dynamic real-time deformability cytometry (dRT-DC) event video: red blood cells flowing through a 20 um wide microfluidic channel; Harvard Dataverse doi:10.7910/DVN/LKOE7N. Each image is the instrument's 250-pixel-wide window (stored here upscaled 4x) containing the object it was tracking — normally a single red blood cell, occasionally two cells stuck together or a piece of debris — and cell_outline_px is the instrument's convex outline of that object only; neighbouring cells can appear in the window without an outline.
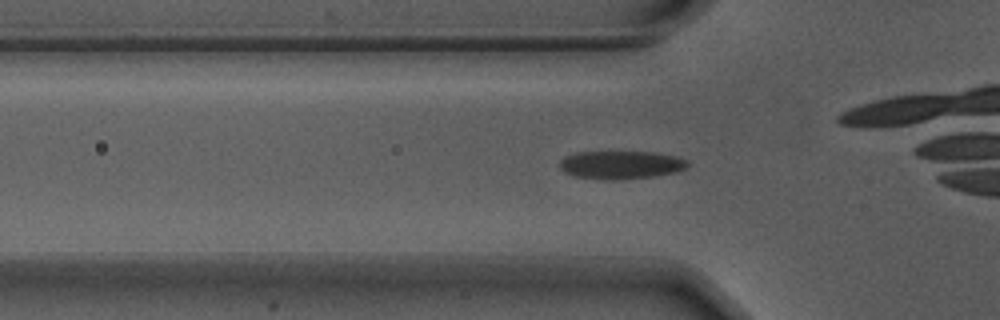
{"species": "Egyptian fruit bat (a non-hibernating species)", "species_latin": "Rousettus aegyptiacus", "temperature_condition": "warm", "stored_images_in_passage": 39, "camera_frame_rate_fps": 3000, "um_per_image_px": 0.085, "animal": {"sex": "male"}, "frame": {"image": 1, "passage_image": 6, "time_ms": 1.667, "image_size_px": [1000, 320], "cell_outline_px": [[688, 164], [684, 168], [676, 172], [656, 176], [616, 180], [608, 180], [576, 176], [564, 172], [560, 168], [560, 160], [564, 156], [576, 152], [656, 152], [676, 156], [688, 160]], "centroid_in_image_um": [52.78, 14.01], "position_along_channel_um": 73.0, "area_um2": 21.04}}
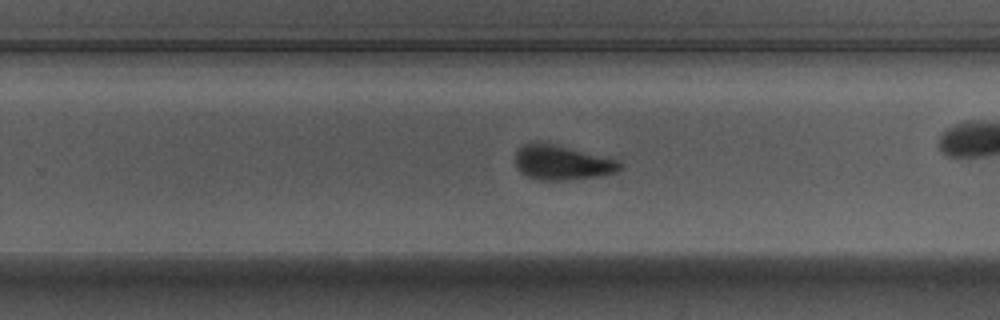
{"frame": {"image": 2, "passage_image": 23, "time_ms": 7.333, "image_size_px": [1000, 320], "cell_outline_px": [[624, 164], [616, 172], [600, 176], [564, 180], [540, 180], [528, 176], [520, 172], [516, 168], [516, 152], [524, 144], [536, 140], [540, 140], [616, 160]], "centroid_in_image_um": [47.72, 13.8], "position_along_channel_um": 282.1, "area_um2": 21.1}, "authors_computed_cell_mechanics": {"area_um2": 21.7328, "velocity_mm_per_s": 3.6896, "shape_relaxation_time_tau1_ms": 3.0925, "shape_relaxation_time_tau2_ms": 1.0002, "deformation_change_tau1": 0.1295, "deformation_change_tau2": 0.066}}